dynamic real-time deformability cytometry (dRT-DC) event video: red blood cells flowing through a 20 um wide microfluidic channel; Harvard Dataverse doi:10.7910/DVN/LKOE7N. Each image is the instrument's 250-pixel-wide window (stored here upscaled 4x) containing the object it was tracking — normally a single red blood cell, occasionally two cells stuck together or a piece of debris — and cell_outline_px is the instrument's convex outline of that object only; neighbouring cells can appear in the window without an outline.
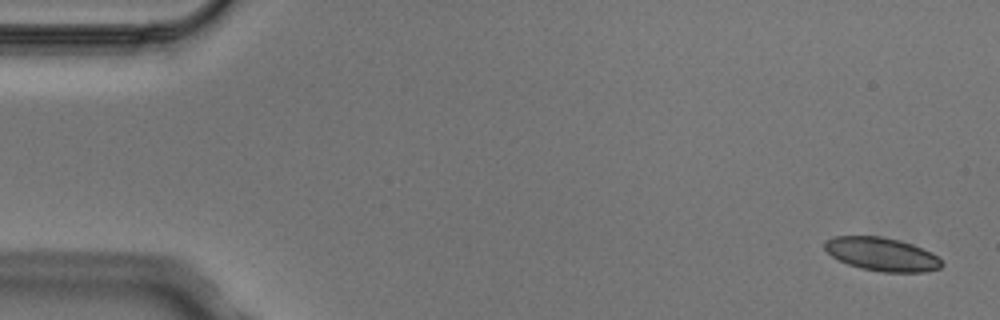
{"species": "Egyptian fruit bat (a non-hibernating species)", "species_latin": "Rousettus aegyptiacus", "temperature_condition": "cold", "stored_images_in_passage": 4, "camera_frame_rate_fps": 3000, "um_per_image_px": 0.085, "animal": {"sex": "male"}, "frame": {"image": 1, "passage_image": 1, "time_ms": 0.0, "image_size_px": [1000, 320], "cell_outline_px": [[944, 264], [940, 268], [924, 272], [880, 272], [860, 268], [848, 264], [832, 256], [824, 248], [824, 240], [832, 236], [880, 236], [900, 240], [912, 244], [932, 252]], "centroid_in_image_um": [74.94, 21.6], "position_along_channel_um": 10.1, "area_um2": 22.89}}
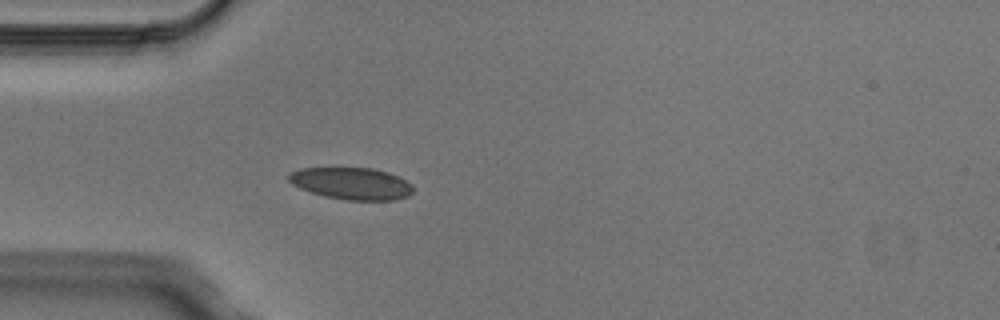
{"frame": {"image": 2, "passage_image": 4, "time_ms": 1.0, "image_size_px": [1000, 320], "cell_outline_px": [[412, 192], [408, 196], [392, 200], [344, 200], [324, 196], [300, 188], [292, 184], [288, 180], [288, 172], [300, 168], [372, 168], [388, 172], [412, 184]], "centroid_in_image_um": [29.84, 15.59], "position_along_channel_um": 55.2, "area_um2": 23.12}}